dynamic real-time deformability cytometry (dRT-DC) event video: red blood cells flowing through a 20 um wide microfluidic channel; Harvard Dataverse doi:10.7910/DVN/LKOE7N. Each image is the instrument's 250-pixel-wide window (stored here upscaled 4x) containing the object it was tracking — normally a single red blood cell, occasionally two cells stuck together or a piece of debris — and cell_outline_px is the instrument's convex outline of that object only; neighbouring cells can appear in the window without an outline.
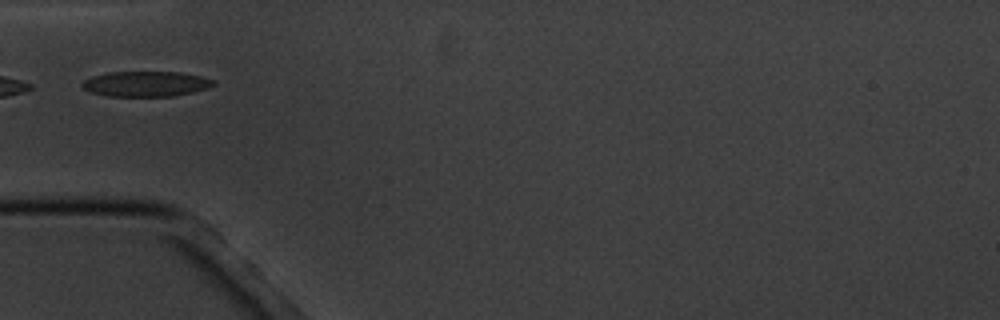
{"species": "common noctule bat (a hibernating species)", "species_latin": "Nyctalus noctula", "temperature_condition": "cold", "stored_images_in_passage": 14, "camera_frame_rate_fps": 3000, "um_per_image_px": 0.085, "animal": {"sex": "male", "body_mass_g": 20.1, "forearm_length_mm": 53.5}, "frame": {"image": 1, "passage_image": 3, "time_ms": 2.333, "image_size_px": [1000, 320], "cell_outline_px": [[216, 84], [208, 88], [192, 92], [172, 96], [108, 96], [92, 92], [84, 88], [80, 84], [84, 80], [92, 76], [108, 72], [180, 72], [200, 76], [212, 80]], "centroid_in_image_um": [12.39, 7.12], "position_along_channel_um": 72.6, "area_um2": 19.19}}
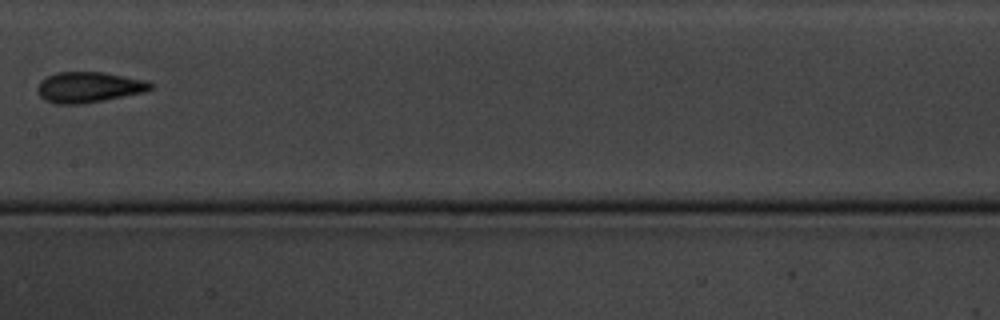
{"frame": {"image": 2, "passage_image": 6, "time_ms": 6.0, "image_size_px": [1000, 320], "cell_outline_px": [[156, 84], [152, 88], [144, 92], [104, 100], [80, 104], [56, 104], [44, 100], [36, 92], [36, 88], [40, 80], [56, 72], [104, 72], [148, 80]], "centroid_in_image_um": [7.55, 7.41], "position_along_channel_um": 199.8, "area_um2": 20.46}}
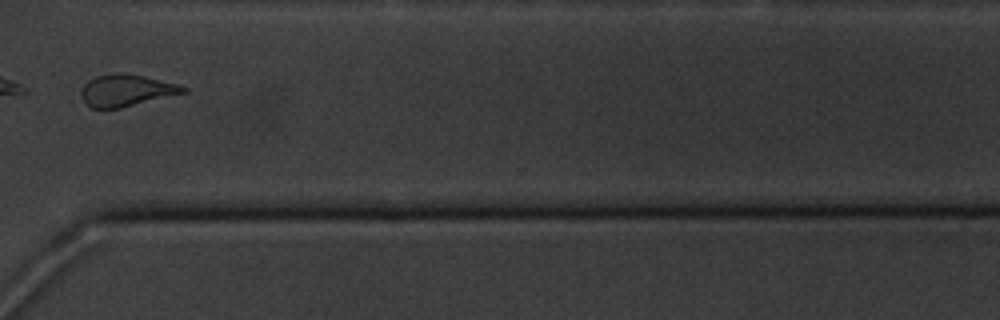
{"frame": {"image": 3, "passage_image": 10, "time_ms": 10.667, "image_size_px": [1000, 320], "cell_outline_px": [[188, 92], [120, 108], [92, 108], [84, 104], [80, 96], [80, 92], [84, 84], [88, 80], [96, 76], [144, 76], [176, 84], [188, 88]], "centroid_in_image_um": [10.72, 7.74], "position_along_channel_um": 359.9, "area_um2": 18.26}, "authors_computed_cell_mechanics": {"area_um2": 20.23, "velocity_mm_per_s": 3.446, "shape_relaxation_time_tau1_ms": 3.9935, "shape_relaxation_time_tau2_ms": 2.462, "deformation_change_tau1": 0.1303, "deformation_change_tau2": 0.1092}}